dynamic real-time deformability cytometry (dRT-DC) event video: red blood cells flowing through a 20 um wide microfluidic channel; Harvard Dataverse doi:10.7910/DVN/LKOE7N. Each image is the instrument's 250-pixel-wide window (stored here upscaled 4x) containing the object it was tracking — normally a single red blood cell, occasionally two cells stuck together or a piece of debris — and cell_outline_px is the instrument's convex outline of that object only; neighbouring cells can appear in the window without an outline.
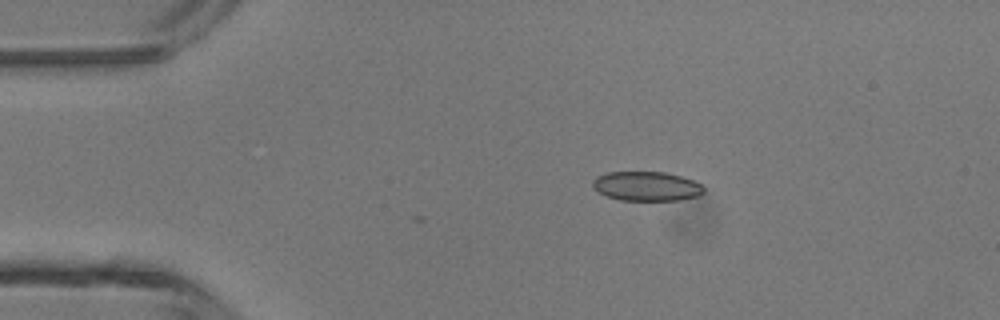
{"species": "common noctule bat (a hibernating species)", "species_latin": "Nyctalus noctula", "temperature_condition": "room temperature", "stored_images_in_passage": 28, "camera_frame_rate_fps": 3000, "um_per_image_px": 0.085, "animal": {"sex": "male", "body_mass_g": 13.3}, "frame": {"image": 1, "passage_image": 1, "time_ms": 0.0, "image_size_px": [1000, 320], "cell_outline_px": [[704, 192], [696, 196], [680, 200], [620, 200], [608, 196], [600, 192], [592, 184], [592, 180], [596, 176], [608, 172], [664, 172], [680, 176], [692, 180], [700, 184], [704, 188]], "centroid_in_image_um": [54.95, 15.82], "position_along_channel_um": 30.0, "area_um2": 18.79}}
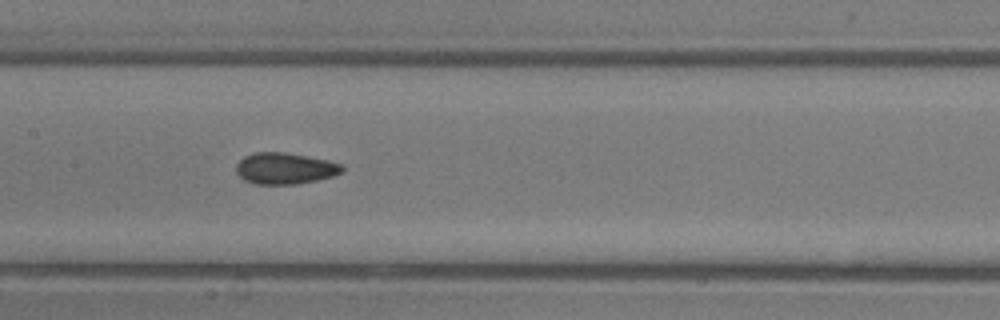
{"frame": {"image": 2, "passage_image": 15, "time_ms": 4.667, "image_size_px": [1000, 320], "cell_outline_px": [[344, 172], [332, 176], [316, 180], [296, 184], [252, 184], [244, 180], [236, 172], [236, 164], [244, 156], [256, 152], [284, 152], [308, 156], [328, 160], [344, 164]], "centroid_in_image_um": [24.24, 14.31], "position_along_channel_um": 183.2, "area_um2": 19.54}}
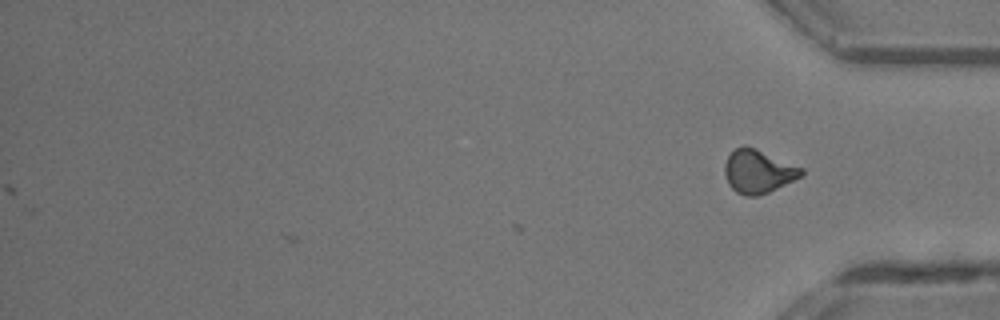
{"frame": {"image": 3, "passage_image": 28, "time_ms": 9.0, "image_size_px": [1000, 320], "cell_outline_px": [[804, 172], [800, 176], [768, 192], [756, 196], [744, 196], [736, 192], [728, 184], [724, 172], [724, 164], [728, 156], [736, 148], [744, 144], [756, 148], [804, 168]], "centroid_in_image_um": [64.41, 14.55], "position_along_channel_um": 370.8, "area_um2": 19.31}, "authors_computed_cell_mechanics": {"area_um2": 19.1318, "velocity_mm_per_s": 4.3806, "shape_relaxation_time_tau1_ms": 4.9662, "shape_relaxation_time_tau2_ms": 4.4104, "deformation_change_tau1": 0.1057, "deformation_change_tau2": 0.1091}}